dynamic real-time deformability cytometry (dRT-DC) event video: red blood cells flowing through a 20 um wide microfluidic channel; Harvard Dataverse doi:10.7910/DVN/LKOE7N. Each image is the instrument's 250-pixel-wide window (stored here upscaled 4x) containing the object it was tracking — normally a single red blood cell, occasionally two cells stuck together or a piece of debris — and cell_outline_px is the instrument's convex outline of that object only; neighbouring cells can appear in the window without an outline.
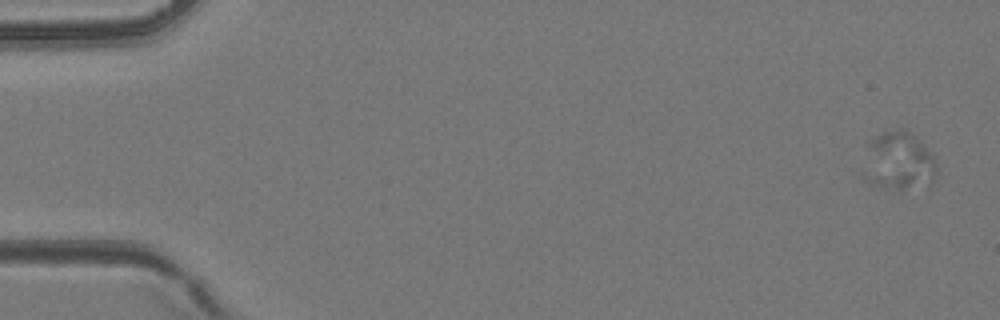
{"species": "common noctule bat (a hibernating species)", "species_latin": "Nyctalus noctula", "temperature_condition": "room temperature", "stored_images_in_passage": 4, "camera_frame_rate_fps": 3000, "um_per_image_px": 0.085, "animal": {"sex": "female", "body_mass_g": 24.6, "forearm_length_mm": 56.2}, "frame": {"image": 1, "passage_image": 1, "time_ms": 0.0, "image_size_px": [1000, 320], "cell_outline_px": [[936, 176], [932, 184], [900, 192], [872, 184], [860, 172], [864, 140], [892, 128], [908, 128], [920, 140], [932, 156], [936, 164]], "centroid_in_image_um": [76.29, 13.68], "position_along_channel_um": 8.7, "area_um2": 26.65}}